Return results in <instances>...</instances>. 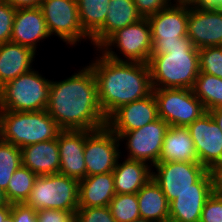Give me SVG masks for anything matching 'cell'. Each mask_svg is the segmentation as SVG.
Here are the masks:
<instances>
[{"mask_svg": "<svg viewBox=\"0 0 222 222\" xmlns=\"http://www.w3.org/2000/svg\"><path fill=\"white\" fill-rule=\"evenodd\" d=\"M46 111L62 130L92 131L106 126L92 68L86 64L61 81L51 80Z\"/></svg>", "mask_w": 222, "mask_h": 222, "instance_id": "obj_1", "label": "cell"}, {"mask_svg": "<svg viewBox=\"0 0 222 222\" xmlns=\"http://www.w3.org/2000/svg\"><path fill=\"white\" fill-rule=\"evenodd\" d=\"M89 66L97 81L98 101L106 118L120 106L146 98L152 93L147 63L110 59L99 49Z\"/></svg>", "mask_w": 222, "mask_h": 222, "instance_id": "obj_2", "label": "cell"}, {"mask_svg": "<svg viewBox=\"0 0 222 222\" xmlns=\"http://www.w3.org/2000/svg\"><path fill=\"white\" fill-rule=\"evenodd\" d=\"M148 65L152 89H192L200 73L199 49L187 36L177 40L152 41Z\"/></svg>", "mask_w": 222, "mask_h": 222, "instance_id": "obj_3", "label": "cell"}, {"mask_svg": "<svg viewBox=\"0 0 222 222\" xmlns=\"http://www.w3.org/2000/svg\"><path fill=\"white\" fill-rule=\"evenodd\" d=\"M62 129L46 110L19 112L0 110V139L20 149L57 139Z\"/></svg>", "mask_w": 222, "mask_h": 222, "instance_id": "obj_4", "label": "cell"}, {"mask_svg": "<svg viewBox=\"0 0 222 222\" xmlns=\"http://www.w3.org/2000/svg\"><path fill=\"white\" fill-rule=\"evenodd\" d=\"M37 69L19 75L0 87V110L37 112L46 110L50 79Z\"/></svg>", "mask_w": 222, "mask_h": 222, "instance_id": "obj_5", "label": "cell"}, {"mask_svg": "<svg viewBox=\"0 0 222 222\" xmlns=\"http://www.w3.org/2000/svg\"><path fill=\"white\" fill-rule=\"evenodd\" d=\"M152 178L169 203L187 190H213L210 171L199 162H158Z\"/></svg>", "mask_w": 222, "mask_h": 222, "instance_id": "obj_6", "label": "cell"}, {"mask_svg": "<svg viewBox=\"0 0 222 222\" xmlns=\"http://www.w3.org/2000/svg\"><path fill=\"white\" fill-rule=\"evenodd\" d=\"M79 181L55 173L38 176L25 204L34 210L56 209L69 211L74 216L78 209Z\"/></svg>", "mask_w": 222, "mask_h": 222, "instance_id": "obj_7", "label": "cell"}, {"mask_svg": "<svg viewBox=\"0 0 222 222\" xmlns=\"http://www.w3.org/2000/svg\"><path fill=\"white\" fill-rule=\"evenodd\" d=\"M98 49L113 60L148 64L152 55L148 19L142 18L134 24L118 29Z\"/></svg>", "mask_w": 222, "mask_h": 222, "instance_id": "obj_8", "label": "cell"}, {"mask_svg": "<svg viewBox=\"0 0 222 222\" xmlns=\"http://www.w3.org/2000/svg\"><path fill=\"white\" fill-rule=\"evenodd\" d=\"M158 110V118L169 126L187 127L207 111L192 89L161 88L152 90Z\"/></svg>", "mask_w": 222, "mask_h": 222, "instance_id": "obj_9", "label": "cell"}, {"mask_svg": "<svg viewBox=\"0 0 222 222\" xmlns=\"http://www.w3.org/2000/svg\"><path fill=\"white\" fill-rule=\"evenodd\" d=\"M49 34L72 47L91 38L83 31L76 0H42L40 4Z\"/></svg>", "mask_w": 222, "mask_h": 222, "instance_id": "obj_10", "label": "cell"}, {"mask_svg": "<svg viewBox=\"0 0 222 222\" xmlns=\"http://www.w3.org/2000/svg\"><path fill=\"white\" fill-rule=\"evenodd\" d=\"M120 146L119 137L107 125L97 130H85L86 176L112 172L119 157L124 156Z\"/></svg>", "mask_w": 222, "mask_h": 222, "instance_id": "obj_11", "label": "cell"}, {"mask_svg": "<svg viewBox=\"0 0 222 222\" xmlns=\"http://www.w3.org/2000/svg\"><path fill=\"white\" fill-rule=\"evenodd\" d=\"M169 125L161 118L141 128L125 133H115L119 142L125 143L126 158L143 161L153 167L159 162L165 133Z\"/></svg>", "mask_w": 222, "mask_h": 222, "instance_id": "obj_12", "label": "cell"}, {"mask_svg": "<svg viewBox=\"0 0 222 222\" xmlns=\"http://www.w3.org/2000/svg\"><path fill=\"white\" fill-rule=\"evenodd\" d=\"M198 162L207 170L222 164V131L209 112L187 126Z\"/></svg>", "mask_w": 222, "mask_h": 222, "instance_id": "obj_13", "label": "cell"}, {"mask_svg": "<svg viewBox=\"0 0 222 222\" xmlns=\"http://www.w3.org/2000/svg\"><path fill=\"white\" fill-rule=\"evenodd\" d=\"M187 37L197 49L222 46V10L197 7L189 0Z\"/></svg>", "mask_w": 222, "mask_h": 222, "instance_id": "obj_14", "label": "cell"}, {"mask_svg": "<svg viewBox=\"0 0 222 222\" xmlns=\"http://www.w3.org/2000/svg\"><path fill=\"white\" fill-rule=\"evenodd\" d=\"M189 0H173L166 8L147 17L152 41L177 40L187 36Z\"/></svg>", "mask_w": 222, "mask_h": 222, "instance_id": "obj_15", "label": "cell"}, {"mask_svg": "<svg viewBox=\"0 0 222 222\" xmlns=\"http://www.w3.org/2000/svg\"><path fill=\"white\" fill-rule=\"evenodd\" d=\"M158 119L157 102L153 92L144 99L120 106L107 118L114 133H125Z\"/></svg>", "mask_w": 222, "mask_h": 222, "instance_id": "obj_16", "label": "cell"}, {"mask_svg": "<svg viewBox=\"0 0 222 222\" xmlns=\"http://www.w3.org/2000/svg\"><path fill=\"white\" fill-rule=\"evenodd\" d=\"M57 142L60 156L59 173L78 181L84 179L85 130H62L58 134Z\"/></svg>", "mask_w": 222, "mask_h": 222, "instance_id": "obj_17", "label": "cell"}, {"mask_svg": "<svg viewBox=\"0 0 222 222\" xmlns=\"http://www.w3.org/2000/svg\"><path fill=\"white\" fill-rule=\"evenodd\" d=\"M49 37L51 38V35L40 7L16 9L11 42L30 47L37 52L40 41L43 42Z\"/></svg>", "mask_w": 222, "mask_h": 222, "instance_id": "obj_18", "label": "cell"}, {"mask_svg": "<svg viewBox=\"0 0 222 222\" xmlns=\"http://www.w3.org/2000/svg\"><path fill=\"white\" fill-rule=\"evenodd\" d=\"M142 19L133 0H110L105 23L90 37L93 48L98 49L118 29Z\"/></svg>", "mask_w": 222, "mask_h": 222, "instance_id": "obj_19", "label": "cell"}, {"mask_svg": "<svg viewBox=\"0 0 222 222\" xmlns=\"http://www.w3.org/2000/svg\"><path fill=\"white\" fill-rule=\"evenodd\" d=\"M22 166L37 176L59 173L60 156L57 139L38 142L21 148Z\"/></svg>", "mask_w": 222, "mask_h": 222, "instance_id": "obj_20", "label": "cell"}, {"mask_svg": "<svg viewBox=\"0 0 222 222\" xmlns=\"http://www.w3.org/2000/svg\"><path fill=\"white\" fill-rule=\"evenodd\" d=\"M112 172L116 194H136L152 178L148 163L121 156Z\"/></svg>", "mask_w": 222, "mask_h": 222, "instance_id": "obj_21", "label": "cell"}, {"mask_svg": "<svg viewBox=\"0 0 222 222\" xmlns=\"http://www.w3.org/2000/svg\"><path fill=\"white\" fill-rule=\"evenodd\" d=\"M36 52L13 42L0 44V87L19 75L30 71Z\"/></svg>", "mask_w": 222, "mask_h": 222, "instance_id": "obj_22", "label": "cell"}, {"mask_svg": "<svg viewBox=\"0 0 222 222\" xmlns=\"http://www.w3.org/2000/svg\"><path fill=\"white\" fill-rule=\"evenodd\" d=\"M113 172L79 181L78 208L107 207L115 196Z\"/></svg>", "mask_w": 222, "mask_h": 222, "instance_id": "obj_23", "label": "cell"}, {"mask_svg": "<svg viewBox=\"0 0 222 222\" xmlns=\"http://www.w3.org/2000/svg\"><path fill=\"white\" fill-rule=\"evenodd\" d=\"M198 162L194 142L187 127L169 126L159 162Z\"/></svg>", "mask_w": 222, "mask_h": 222, "instance_id": "obj_24", "label": "cell"}, {"mask_svg": "<svg viewBox=\"0 0 222 222\" xmlns=\"http://www.w3.org/2000/svg\"><path fill=\"white\" fill-rule=\"evenodd\" d=\"M213 190H187L169 203V222H200L201 212Z\"/></svg>", "mask_w": 222, "mask_h": 222, "instance_id": "obj_25", "label": "cell"}, {"mask_svg": "<svg viewBox=\"0 0 222 222\" xmlns=\"http://www.w3.org/2000/svg\"><path fill=\"white\" fill-rule=\"evenodd\" d=\"M136 194L141 218L153 222H169V202L153 178Z\"/></svg>", "mask_w": 222, "mask_h": 222, "instance_id": "obj_26", "label": "cell"}, {"mask_svg": "<svg viewBox=\"0 0 222 222\" xmlns=\"http://www.w3.org/2000/svg\"><path fill=\"white\" fill-rule=\"evenodd\" d=\"M76 1L82 29L91 37L105 23L110 0Z\"/></svg>", "mask_w": 222, "mask_h": 222, "instance_id": "obj_27", "label": "cell"}, {"mask_svg": "<svg viewBox=\"0 0 222 222\" xmlns=\"http://www.w3.org/2000/svg\"><path fill=\"white\" fill-rule=\"evenodd\" d=\"M194 95L202 102L205 110L222 107V79L200 72L192 88Z\"/></svg>", "mask_w": 222, "mask_h": 222, "instance_id": "obj_28", "label": "cell"}, {"mask_svg": "<svg viewBox=\"0 0 222 222\" xmlns=\"http://www.w3.org/2000/svg\"><path fill=\"white\" fill-rule=\"evenodd\" d=\"M37 175L29 168L20 166L10 178L5 194L10 204L25 203L28 199Z\"/></svg>", "mask_w": 222, "mask_h": 222, "instance_id": "obj_29", "label": "cell"}, {"mask_svg": "<svg viewBox=\"0 0 222 222\" xmlns=\"http://www.w3.org/2000/svg\"><path fill=\"white\" fill-rule=\"evenodd\" d=\"M22 165L21 149L0 139V188L5 191L13 173Z\"/></svg>", "mask_w": 222, "mask_h": 222, "instance_id": "obj_30", "label": "cell"}, {"mask_svg": "<svg viewBox=\"0 0 222 222\" xmlns=\"http://www.w3.org/2000/svg\"><path fill=\"white\" fill-rule=\"evenodd\" d=\"M108 207L117 222H131L141 218L137 194H115Z\"/></svg>", "mask_w": 222, "mask_h": 222, "instance_id": "obj_31", "label": "cell"}, {"mask_svg": "<svg viewBox=\"0 0 222 222\" xmlns=\"http://www.w3.org/2000/svg\"><path fill=\"white\" fill-rule=\"evenodd\" d=\"M200 72L222 79V46L199 49Z\"/></svg>", "mask_w": 222, "mask_h": 222, "instance_id": "obj_32", "label": "cell"}, {"mask_svg": "<svg viewBox=\"0 0 222 222\" xmlns=\"http://www.w3.org/2000/svg\"><path fill=\"white\" fill-rule=\"evenodd\" d=\"M77 222H117L109 207L78 208L75 213Z\"/></svg>", "mask_w": 222, "mask_h": 222, "instance_id": "obj_33", "label": "cell"}, {"mask_svg": "<svg viewBox=\"0 0 222 222\" xmlns=\"http://www.w3.org/2000/svg\"><path fill=\"white\" fill-rule=\"evenodd\" d=\"M16 8L0 1V44L11 41Z\"/></svg>", "mask_w": 222, "mask_h": 222, "instance_id": "obj_34", "label": "cell"}, {"mask_svg": "<svg viewBox=\"0 0 222 222\" xmlns=\"http://www.w3.org/2000/svg\"><path fill=\"white\" fill-rule=\"evenodd\" d=\"M200 222H222V198L212 193L203 207Z\"/></svg>", "mask_w": 222, "mask_h": 222, "instance_id": "obj_35", "label": "cell"}, {"mask_svg": "<svg viewBox=\"0 0 222 222\" xmlns=\"http://www.w3.org/2000/svg\"><path fill=\"white\" fill-rule=\"evenodd\" d=\"M137 12L142 18H147L152 14H156L163 8L168 7L173 1L172 0H133Z\"/></svg>", "mask_w": 222, "mask_h": 222, "instance_id": "obj_36", "label": "cell"}, {"mask_svg": "<svg viewBox=\"0 0 222 222\" xmlns=\"http://www.w3.org/2000/svg\"><path fill=\"white\" fill-rule=\"evenodd\" d=\"M37 222H69L74 215L69 211L42 209L37 211Z\"/></svg>", "mask_w": 222, "mask_h": 222, "instance_id": "obj_37", "label": "cell"}, {"mask_svg": "<svg viewBox=\"0 0 222 222\" xmlns=\"http://www.w3.org/2000/svg\"><path fill=\"white\" fill-rule=\"evenodd\" d=\"M14 222H37V211L25 203L11 204Z\"/></svg>", "mask_w": 222, "mask_h": 222, "instance_id": "obj_38", "label": "cell"}, {"mask_svg": "<svg viewBox=\"0 0 222 222\" xmlns=\"http://www.w3.org/2000/svg\"><path fill=\"white\" fill-rule=\"evenodd\" d=\"M209 171L212 178L213 194L222 198V164L212 167Z\"/></svg>", "mask_w": 222, "mask_h": 222, "instance_id": "obj_39", "label": "cell"}, {"mask_svg": "<svg viewBox=\"0 0 222 222\" xmlns=\"http://www.w3.org/2000/svg\"><path fill=\"white\" fill-rule=\"evenodd\" d=\"M16 9L40 7L42 0H0Z\"/></svg>", "mask_w": 222, "mask_h": 222, "instance_id": "obj_40", "label": "cell"}, {"mask_svg": "<svg viewBox=\"0 0 222 222\" xmlns=\"http://www.w3.org/2000/svg\"><path fill=\"white\" fill-rule=\"evenodd\" d=\"M190 2L197 7L222 10V0H190Z\"/></svg>", "mask_w": 222, "mask_h": 222, "instance_id": "obj_41", "label": "cell"}, {"mask_svg": "<svg viewBox=\"0 0 222 222\" xmlns=\"http://www.w3.org/2000/svg\"><path fill=\"white\" fill-rule=\"evenodd\" d=\"M208 112L211 114L212 118L217 123L220 130L222 131V107L212 109Z\"/></svg>", "mask_w": 222, "mask_h": 222, "instance_id": "obj_42", "label": "cell"}, {"mask_svg": "<svg viewBox=\"0 0 222 222\" xmlns=\"http://www.w3.org/2000/svg\"><path fill=\"white\" fill-rule=\"evenodd\" d=\"M11 213V206L0 207V222H3Z\"/></svg>", "mask_w": 222, "mask_h": 222, "instance_id": "obj_43", "label": "cell"}, {"mask_svg": "<svg viewBox=\"0 0 222 222\" xmlns=\"http://www.w3.org/2000/svg\"><path fill=\"white\" fill-rule=\"evenodd\" d=\"M11 206L8 202L5 191L0 188V207Z\"/></svg>", "mask_w": 222, "mask_h": 222, "instance_id": "obj_44", "label": "cell"}, {"mask_svg": "<svg viewBox=\"0 0 222 222\" xmlns=\"http://www.w3.org/2000/svg\"><path fill=\"white\" fill-rule=\"evenodd\" d=\"M3 222H14L12 214L10 213Z\"/></svg>", "mask_w": 222, "mask_h": 222, "instance_id": "obj_45", "label": "cell"}, {"mask_svg": "<svg viewBox=\"0 0 222 222\" xmlns=\"http://www.w3.org/2000/svg\"><path fill=\"white\" fill-rule=\"evenodd\" d=\"M131 222H153V221H150V220H145L143 218H139V219H136V220H133Z\"/></svg>", "mask_w": 222, "mask_h": 222, "instance_id": "obj_46", "label": "cell"}, {"mask_svg": "<svg viewBox=\"0 0 222 222\" xmlns=\"http://www.w3.org/2000/svg\"><path fill=\"white\" fill-rule=\"evenodd\" d=\"M69 222H77L75 216Z\"/></svg>", "mask_w": 222, "mask_h": 222, "instance_id": "obj_47", "label": "cell"}]
</instances>
